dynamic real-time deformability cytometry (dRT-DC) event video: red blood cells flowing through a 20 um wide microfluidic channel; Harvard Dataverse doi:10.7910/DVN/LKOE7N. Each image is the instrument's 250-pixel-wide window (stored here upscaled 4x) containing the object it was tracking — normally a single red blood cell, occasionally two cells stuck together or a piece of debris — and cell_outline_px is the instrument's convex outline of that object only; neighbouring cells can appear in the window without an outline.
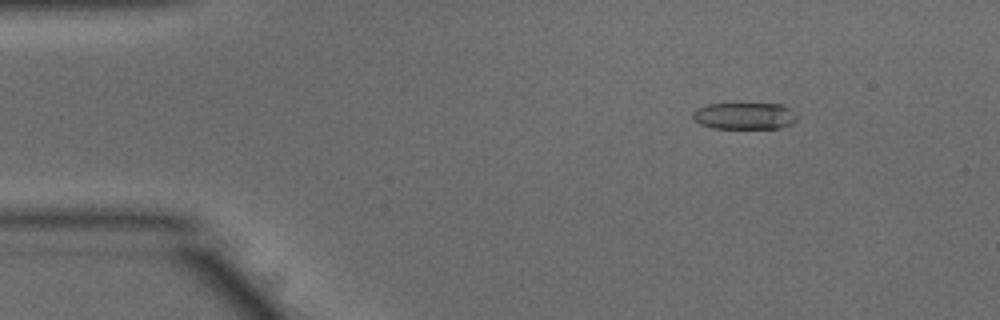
{"species": "common noctule bat (a hibernating species)", "species_latin": "Nyctalus noctula", "temperature_condition": "warm", "stored_images_in_passage": 52, "camera_frame_rate_fps": 3000, "um_per_image_px": 0.085, "animal": {"sex": "male", "body_mass_g": 15.6}, "frame": {"image": 1, "passage_image": 7, "time_ms": 2.0, "image_size_px": [1000, 320], "cell_outline_px": [[796, 120], [792, 124], [780, 128], [712, 128], [700, 124], [692, 116], [692, 112], [696, 108], [708, 104], [784, 104], [796, 116]], "centroid_in_image_um": [63.26, 9.85], "position_along_channel_um": 21.7, "area_um2": 16.18}}
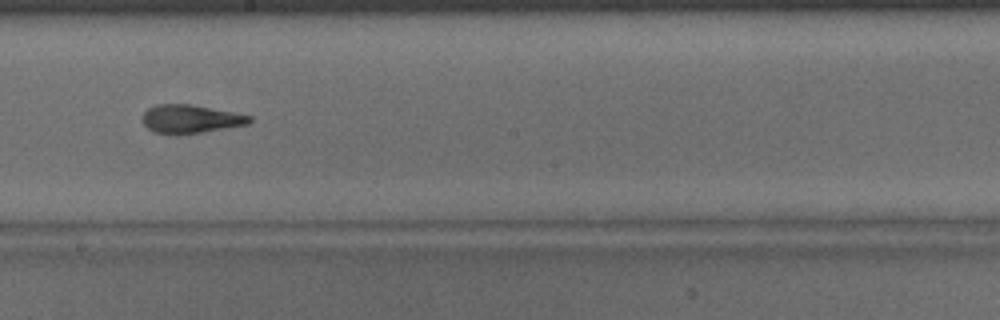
{"frame": {"image": 2, "passage_image": 29, "time_ms": 9.333, "image_size_px": [1000, 320], "cell_outline_px": [[252, 120], [248, 124], [200, 132], [152, 132], [140, 120], [140, 116], [148, 108], [156, 104], [192, 104], [252, 116]], "centroid_in_image_um": [16.16, 10.07], "position_along_channel_um": 232.0, "area_um2": 17.28}}
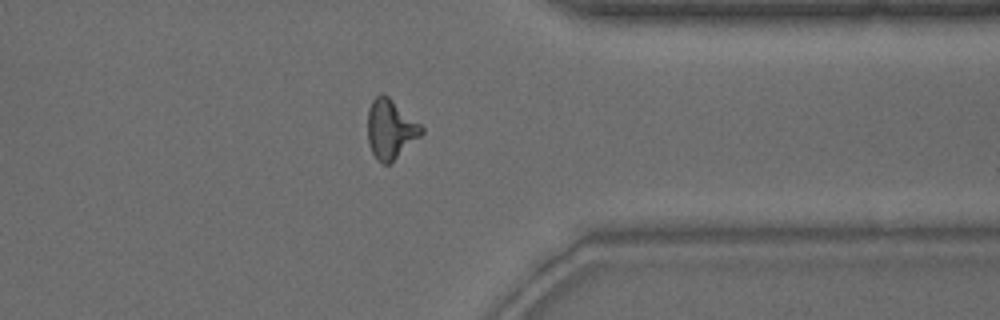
{"frame": {"image": 3, "passage_image": 41, "time_ms": 13.333, "image_size_px": [1000, 320], "cell_outline_px": [[424, 132], [420, 136], [388, 164], [384, 164], [376, 160], [368, 144], [368, 108], [372, 100], [380, 92], [388, 96], [420, 124], [424, 128]], "centroid_in_image_um": [33.16, 10.96], "position_along_channel_um": 378.2, "area_um2": 18.38}, "authors_computed_cell_mechanics": {"area_um2": 17.6868, "velocity_mm_per_s": 3.8544, "shape_relaxation_time_tau1_ms": 6.8194, "shape_relaxation_time_tau2_ms": 2.6112, "deformation_change_tau1": 0.2722, "deformation_change_tau2": 0.1291}}